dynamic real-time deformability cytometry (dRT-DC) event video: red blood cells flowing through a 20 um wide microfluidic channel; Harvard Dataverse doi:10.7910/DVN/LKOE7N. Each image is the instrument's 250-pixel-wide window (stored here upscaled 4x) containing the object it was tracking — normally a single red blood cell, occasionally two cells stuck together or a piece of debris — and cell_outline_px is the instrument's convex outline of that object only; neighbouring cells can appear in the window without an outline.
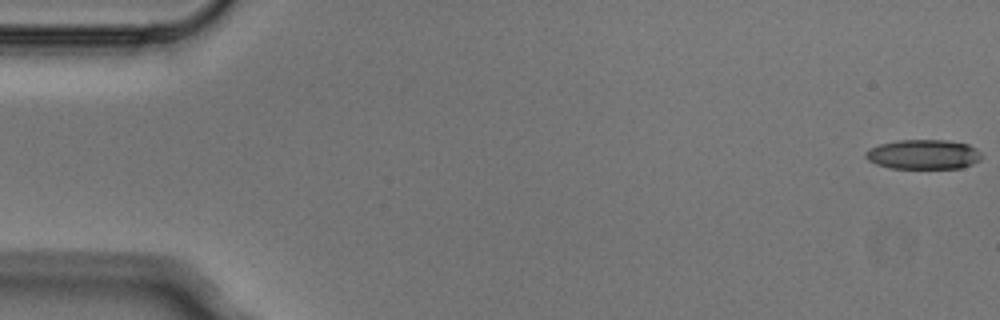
{"species": "Egyptian fruit bat (a non-hibernating species)", "species_latin": "Rousettus aegyptiacus", "temperature_condition": "cold", "stored_images_in_passage": 4, "camera_frame_rate_fps": 3000, "um_per_image_px": 0.085, "animal": {"sex": "male"}, "frame": {"image": 1, "passage_image": 1, "time_ms": 0.0, "image_size_px": [1000, 320], "cell_outline_px": [[980, 160], [972, 164], [960, 168], [888, 168], [876, 164], [868, 160], [864, 156], [864, 152], [868, 148], [880, 144], [896, 140], [948, 140], [968, 144], [976, 148], [980, 152]], "centroid_in_image_um": [78.45, 13.12], "position_along_channel_um": 6.5, "area_um2": 20.17}}
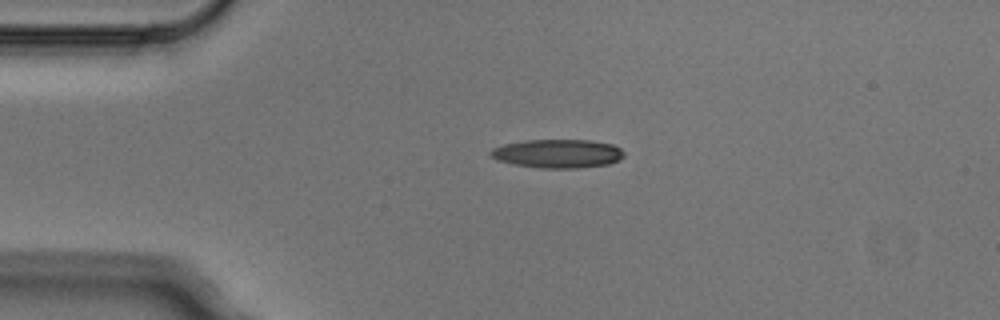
{"frame": {"image": 2, "passage_image": 4, "time_ms": 1.0, "image_size_px": [1000, 320], "cell_outline_px": [[624, 156], [620, 160], [608, 164], [580, 168], [540, 168], [512, 164], [496, 160], [488, 152], [492, 148], [504, 144], [524, 140], [588, 140], [612, 144], [620, 148], [624, 152]], "centroid_in_image_um": [47.39, 13.06], "position_along_channel_um": 37.6, "area_um2": 22.43}}